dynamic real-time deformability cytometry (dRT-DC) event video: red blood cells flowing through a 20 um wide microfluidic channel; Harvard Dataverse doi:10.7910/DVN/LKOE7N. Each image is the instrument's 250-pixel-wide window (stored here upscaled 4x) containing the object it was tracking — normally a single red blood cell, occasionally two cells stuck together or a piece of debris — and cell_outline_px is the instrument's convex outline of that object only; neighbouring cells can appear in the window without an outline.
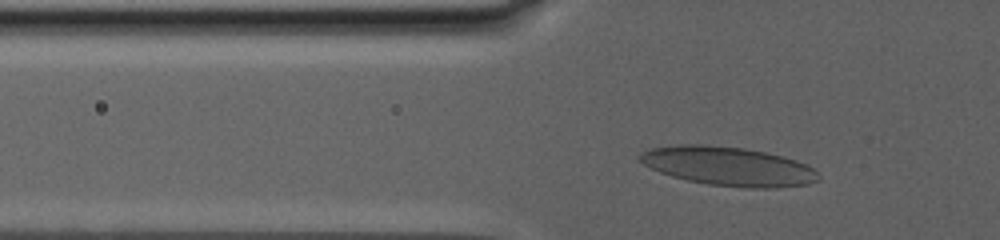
{"species": "human", "species_latin": "Homo sapiens", "temperature_condition": "warm", "stored_images_in_passage": 36, "camera_frame_rate_fps": 3000, "um_per_image_px": 0.085, "donor": {"sex": "male"}, "frame": {"image": 1, "passage_image": 16, "time_ms": 4.0, "image_size_px": [1000, 240], "cell_outline_px": [[820, 180], [808, 184], [776, 188], [744, 188], [708, 184], [688, 180], [672, 176], [660, 172], [644, 164], [636, 156], [640, 152], [648, 148], [680, 144], [704, 144], [744, 148], [764, 152], [796, 160], [808, 164], [820, 176]], "centroid_in_image_um": [61.9, 14.13], "position_along_channel_um": 63.9, "area_um2": 40.69}}
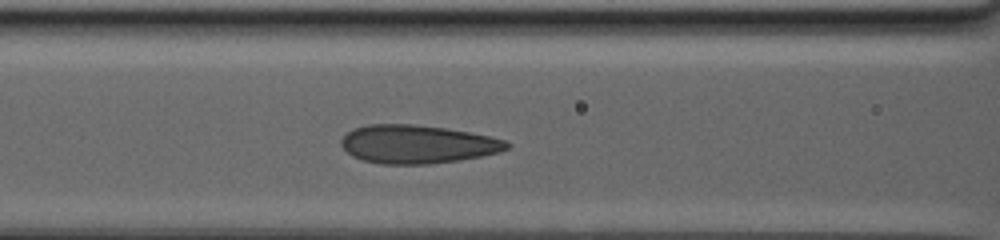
{"frame": {"image": 2, "passage_image": 28, "time_ms": 7.0, "image_size_px": [1000, 240], "cell_outline_px": [[512, 144], [508, 148], [500, 152], [460, 160], [428, 164], [380, 164], [364, 160], [352, 156], [340, 144], [340, 140], [352, 128], [368, 124], [416, 124], [444, 128], [492, 136], [504, 140]], "centroid_in_image_um": [35.47, 12.25], "position_along_channel_um": 131.1, "area_um2": 37.11}}
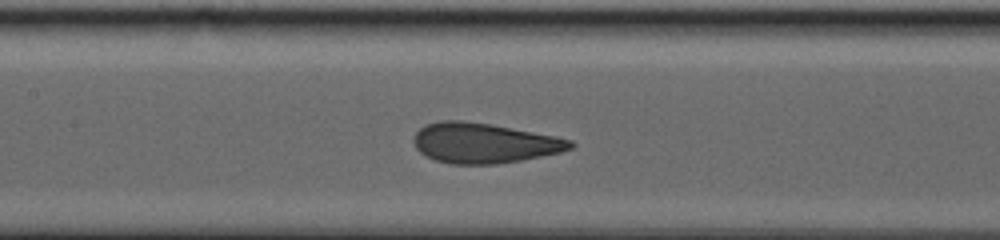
{"frame": {"image": 3, "passage_image": 33, "time_ms": 8.333, "image_size_px": [1000, 240], "cell_outline_px": [[576, 144], [572, 148], [560, 152], [520, 160], [496, 164], [452, 164], [436, 160], [420, 152], [416, 148], [412, 140], [416, 132], [420, 128], [428, 124], [440, 120], [464, 120], [488, 124], [556, 136], [572, 140]], "centroid_in_image_um": [41.13, 12.15], "position_along_channel_um": 166.3, "area_um2": 36.36}}